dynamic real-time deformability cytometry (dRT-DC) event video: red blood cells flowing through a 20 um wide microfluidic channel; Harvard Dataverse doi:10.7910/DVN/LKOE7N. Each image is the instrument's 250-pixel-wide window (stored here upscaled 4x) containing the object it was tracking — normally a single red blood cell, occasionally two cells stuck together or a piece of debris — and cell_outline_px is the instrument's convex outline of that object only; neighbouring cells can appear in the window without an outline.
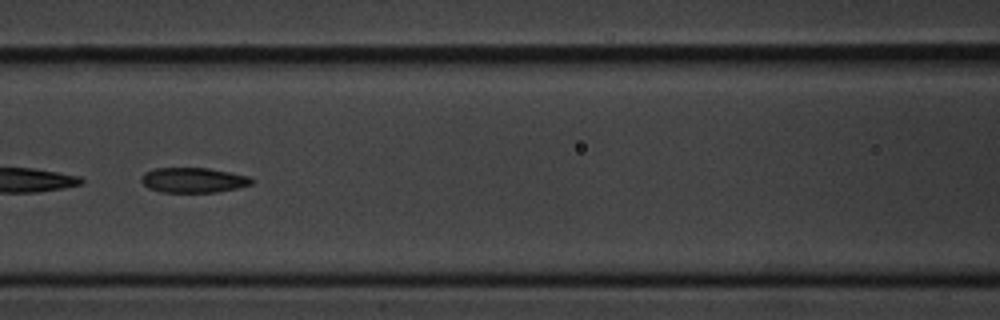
{"species": "common noctule bat (a hibernating species)", "species_latin": "Nyctalus noctula", "temperature_condition": "cold", "stored_images_in_passage": 54, "camera_frame_rate_fps": 3000, "um_per_image_px": 0.085, "animal": {"sex": "male", "body_mass_g": 20.1, "forearm_length_mm": 53.5}, "frame": {"image": 1, "passage_image": 23, "time_ms": 7.333, "image_size_px": [1000, 320], "cell_outline_px": [[252, 184], [236, 188], [216, 192], [160, 192], [148, 188], [140, 180], [140, 176], [144, 172], [156, 168], [208, 168], [248, 176], [252, 180]], "centroid_in_image_um": [16.37, 15.31], "position_along_channel_um": 150.2, "area_um2": 16.01}}
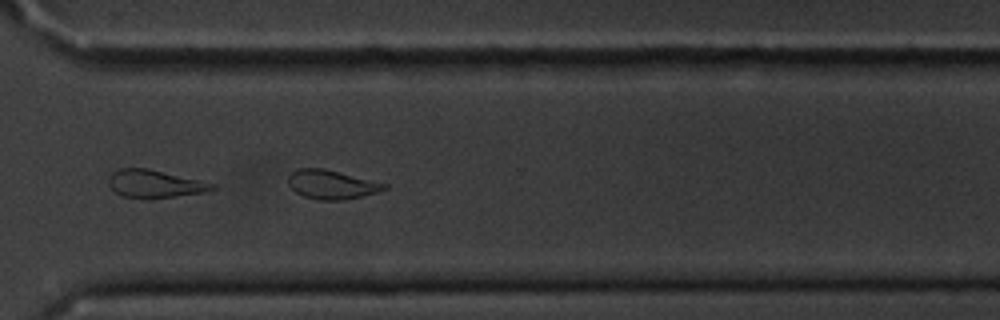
{"frame": {"image": 2, "passage_image": 39, "time_ms": 12.667, "image_size_px": [1000, 320], "cell_outline_px": [[388, 188], [376, 192], [344, 200], [316, 200], [304, 196], [296, 192], [288, 184], [288, 176], [296, 168], [324, 168], [388, 184]], "centroid_in_image_um": [28.16, 15.68], "position_along_channel_um": 342.4, "area_um2": 16.18}}
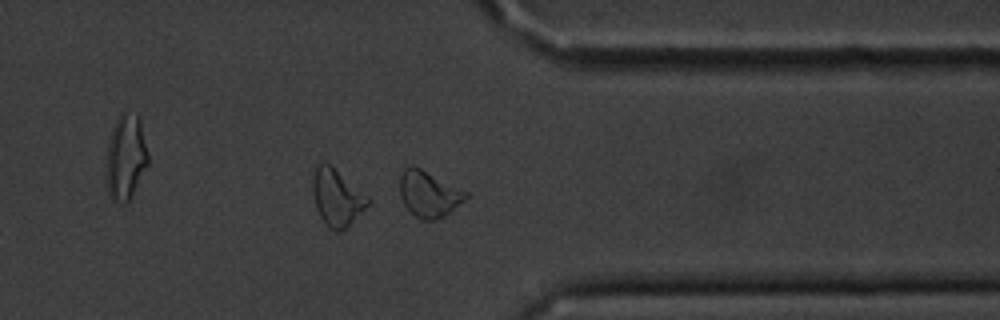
{"frame": {"image": 3, "passage_image": 42, "time_ms": 13.667, "image_size_px": [1000, 320], "cell_outline_px": [[468, 196], [464, 200], [444, 216], [436, 220], [420, 220], [404, 204], [400, 196], [400, 176], [404, 168], [408, 164], [412, 164], [468, 192]], "centroid_in_image_um": [36.43, 16.47], "position_along_channel_um": 375.0, "area_um2": 17.57}, "authors_computed_cell_mechanics": {"area_um2": 17.7735, "velocity_mm_per_s": 3.6148, "shape_relaxation_time_tau1_ms": 6.4779, "shape_relaxation_time_tau2_ms": 5.3596, "deformation_change_tau1": 0.1472, "deformation_change_tau2": 0.1247}}